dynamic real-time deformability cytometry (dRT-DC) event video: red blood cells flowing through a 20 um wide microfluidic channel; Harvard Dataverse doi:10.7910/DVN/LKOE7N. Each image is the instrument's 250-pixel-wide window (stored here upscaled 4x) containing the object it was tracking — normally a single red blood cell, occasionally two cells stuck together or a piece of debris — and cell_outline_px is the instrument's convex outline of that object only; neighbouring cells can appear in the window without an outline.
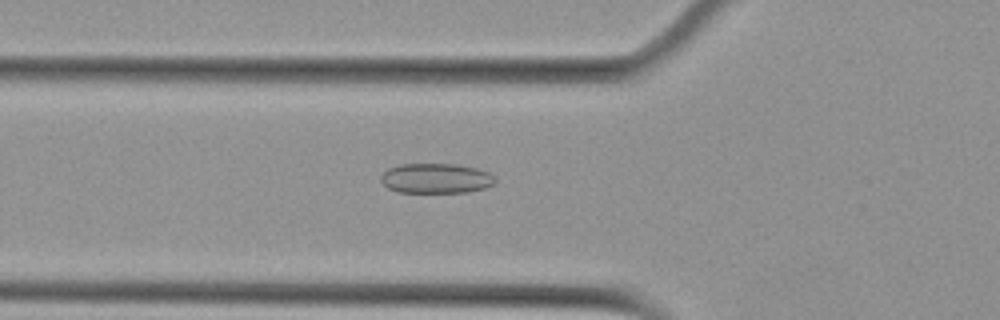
{"species": "Egyptian fruit bat (a non-hibernating species)", "species_latin": "Rousettus aegyptiacus", "temperature_condition": "cold", "stored_images_in_passage": 42, "camera_frame_rate_fps": 3000, "um_per_image_px": 0.085, "animal": {"sex": "female"}, "frame": {"image": 1, "passage_image": 7, "time_ms": 2.0, "image_size_px": [1000, 320], "cell_outline_px": [[496, 184], [484, 188], [468, 192], [400, 192], [388, 188], [380, 180], [380, 176], [388, 168], [400, 164], [456, 164], [476, 168], [488, 172], [496, 176]], "centroid_in_image_um": [37.09, 15.15], "position_along_channel_um": 88.7, "area_um2": 20.06}}
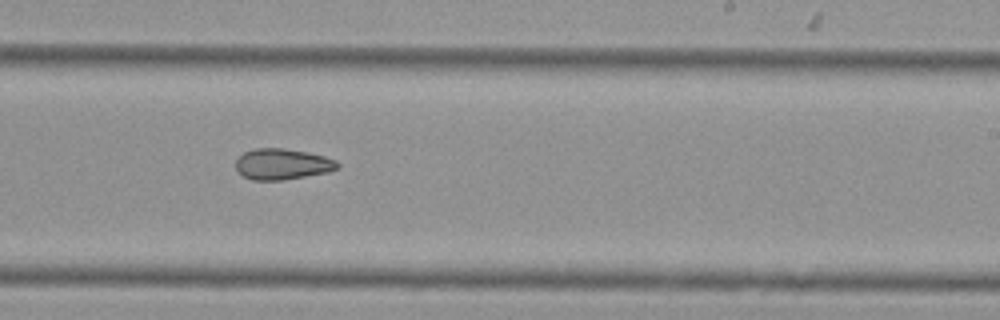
{"frame": {"image": 2, "passage_image": 21, "time_ms": 6.667, "image_size_px": [1000, 320], "cell_outline_px": [[340, 168], [328, 172], [284, 180], [252, 180], [244, 176], [236, 168], [236, 160], [244, 152], [256, 148], [284, 148], [308, 152], [324, 156], [336, 160], [340, 164]], "centroid_in_image_um": [24.03, 13.95], "position_along_channel_um": 265.0, "area_um2": 18.38}}
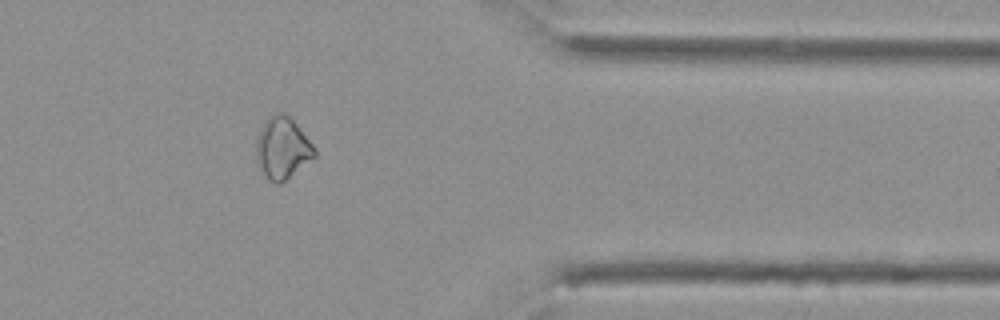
{"frame": {"image": 3, "passage_image": 32, "time_ms": 10.333, "image_size_px": [1000, 320], "cell_outline_px": [[316, 156], [280, 184], [276, 184], [268, 180], [256, 164], [256, 140], [264, 124], [276, 112], [284, 112], [292, 120], [316, 148]], "centroid_in_image_um": [24.0, 12.63], "position_along_channel_um": 387.4, "area_um2": 20.69}, "authors_computed_cell_mechanics": {"area_um2": 19.5075, "velocity_mm_per_s": 3.7777, "shape_relaxation_time_tau1_ms": null, "shape_relaxation_time_tau2_ms": 6.9702, "deformation_change_tau1": null, "deformation_change_tau2": 0.1324}}